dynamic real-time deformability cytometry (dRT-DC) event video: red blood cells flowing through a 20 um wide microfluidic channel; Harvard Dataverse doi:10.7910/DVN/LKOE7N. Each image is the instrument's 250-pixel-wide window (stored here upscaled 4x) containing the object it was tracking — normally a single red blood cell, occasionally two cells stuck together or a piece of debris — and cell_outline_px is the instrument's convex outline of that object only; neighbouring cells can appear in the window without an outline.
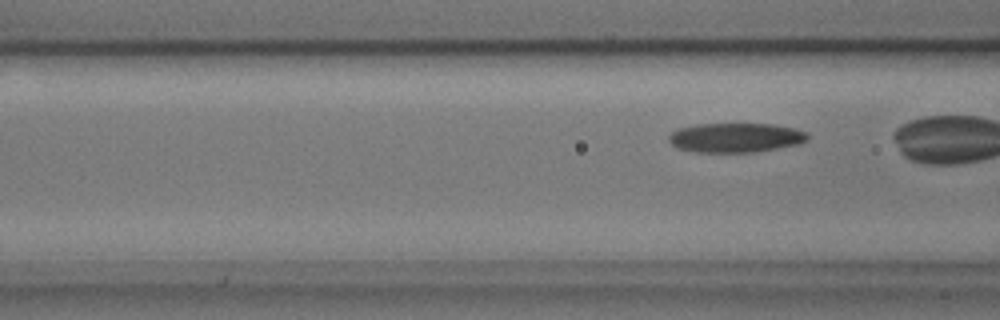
{"species": "common noctule bat (a hibernating species)", "species_latin": "Nyctalus noctula", "temperature_condition": "cold", "stored_images_in_passage": 5, "camera_frame_rate_fps": 3000, "um_per_image_px": 0.085, "animal": {"sex": "male", "body_mass_g": 17.9, "forearm_length_mm": 54.2}, "frame": {"image": 1, "passage_image": 5, "time_ms": 1.333, "image_size_px": [1000, 320], "cell_outline_px": [[808, 140], [800, 144], [752, 152], [696, 152], [676, 148], [668, 140], [668, 136], [676, 128], [696, 124], [772, 124], [792, 128], [808, 132]], "centroid_in_image_um": [62.5, 11.7], "position_along_channel_um": 104.1, "area_um2": 23.87}}